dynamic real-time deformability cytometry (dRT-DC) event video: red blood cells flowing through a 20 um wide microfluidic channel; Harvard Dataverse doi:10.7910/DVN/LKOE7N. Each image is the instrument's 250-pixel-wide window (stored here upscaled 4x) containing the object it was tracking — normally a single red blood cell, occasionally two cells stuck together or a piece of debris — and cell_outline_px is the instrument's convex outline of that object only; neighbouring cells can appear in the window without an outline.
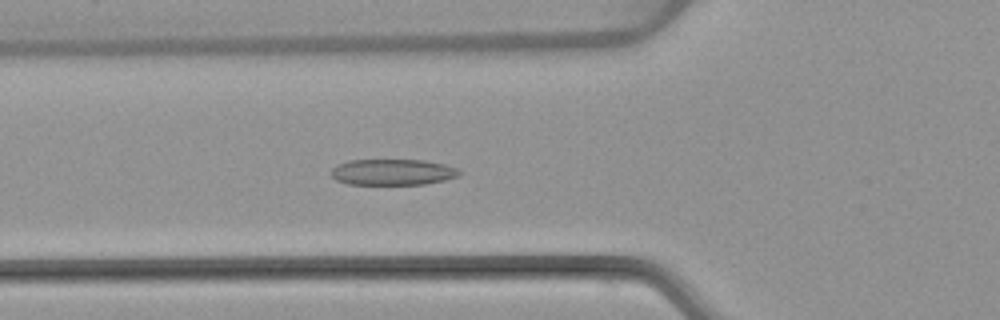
{"species": "common noctule bat (a hibernating species)", "species_latin": "Nyctalus noctula", "temperature_condition": "warm", "stored_images_in_passage": 52, "camera_frame_rate_fps": 3000, "um_per_image_px": 0.085, "animal": {"sex": "female", "body_mass_g": 22.7, "forearm_length_mm": 54.2}, "frame": {"image": 1, "passage_image": 19, "time_ms": 6.0, "image_size_px": [1000, 320], "cell_outline_px": [[464, 172], [460, 176], [444, 180], [424, 184], [348, 184], [336, 180], [332, 176], [332, 168], [336, 164], [348, 160], [424, 160], [444, 164], [456, 168]], "centroid_in_image_um": [33.39, 14.62], "position_along_channel_um": 92.4, "area_um2": 19.54}}
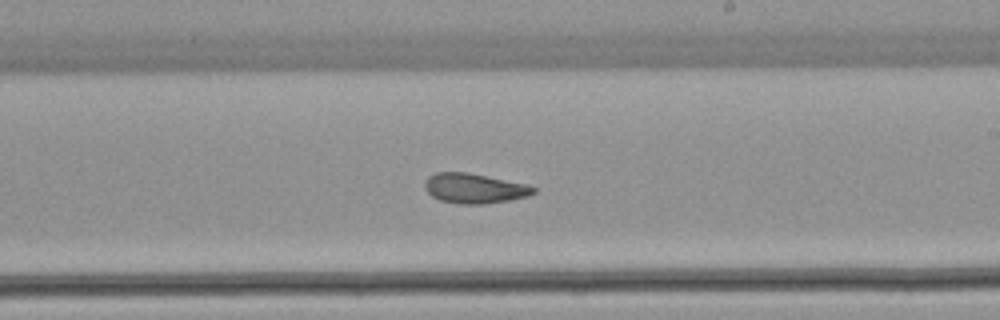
{"frame": {"image": 2, "passage_image": 31, "time_ms": 10.0, "image_size_px": [1000, 320], "cell_outline_px": [[536, 192], [528, 196], [508, 200], [484, 204], [460, 204], [440, 200], [432, 196], [424, 188], [424, 180], [428, 176], [436, 172], [468, 172], [528, 184], [536, 188]], "centroid_in_image_um": [40.31, 16.0], "position_along_channel_um": 248.7, "area_um2": 19.07}}
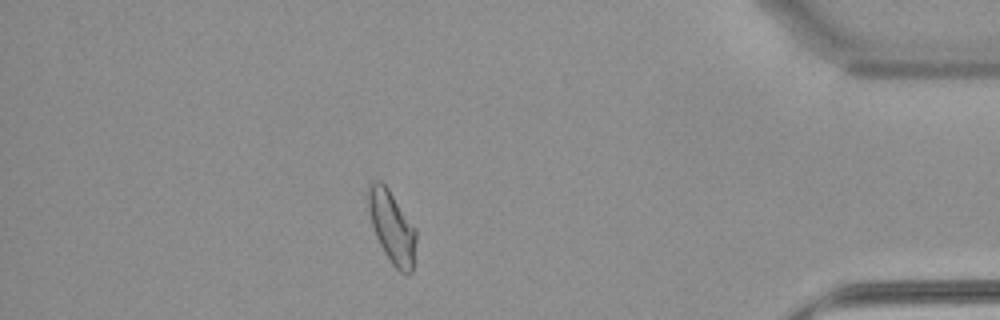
{"frame": {"image": 3, "passage_image": 46, "time_ms": 15.0, "image_size_px": [1000, 320], "cell_outline_px": [[416, 240], [412, 272], [408, 276], [404, 276], [388, 260], [376, 236], [372, 224], [368, 208], [368, 184], [372, 180], [380, 180], [388, 188], [416, 228]], "centroid_in_image_um": [33.32, 19.32], "position_along_channel_um": 401.9, "area_um2": 20.29}, "authors_computed_cell_mechanics": {"area_um2": 20.23, "velocity_mm_per_s": 3.8968, "shape_relaxation_time_tau1_ms": null, "shape_relaxation_time_tau2_ms": 1.4551, "deformation_change_tau1": null, "deformation_change_tau2": 0.0814}}